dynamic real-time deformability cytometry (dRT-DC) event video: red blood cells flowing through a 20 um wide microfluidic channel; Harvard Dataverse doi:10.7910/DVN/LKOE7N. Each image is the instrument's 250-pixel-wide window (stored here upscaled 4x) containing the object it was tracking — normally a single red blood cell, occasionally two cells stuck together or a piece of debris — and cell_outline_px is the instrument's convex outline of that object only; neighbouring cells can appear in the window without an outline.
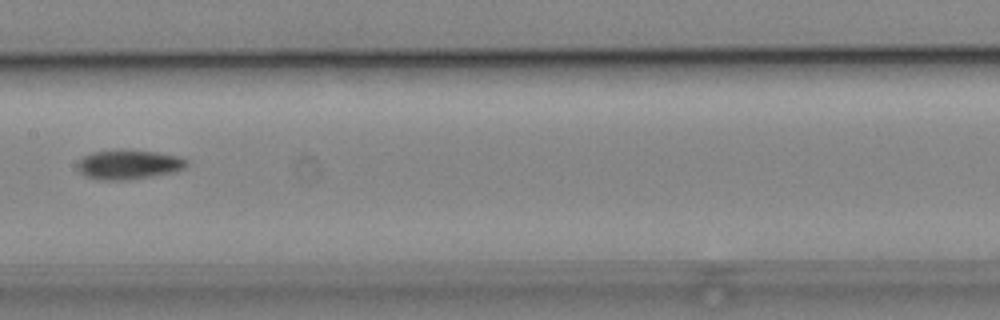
{"species": "common noctule bat (a hibernating species)", "species_latin": "Nyctalus noctula", "temperature_condition": "cold", "stored_images_in_passage": 5, "camera_frame_rate_fps": 3000, "um_per_image_px": 0.085, "animal": {"sex": "male", "body_mass_g": 19.2, "forearm_length_mm": 51.8}, "frame": {"image": 1, "passage_image": 5, "time_ms": 4.667, "image_size_px": [1000, 320], "cell_outline_px": [[188, 164], [184, 168], [176, 172], [128, 180], [100, 180], [84, 176], [76, 168], [76, 164], [84, 156], [92, 152], [156, 152], [180, 156], [188, 160]], "centroid_in_image_um": [10.96, 14.03], "position_along_channel_um": 196.4, "area_um2": 18.32}}